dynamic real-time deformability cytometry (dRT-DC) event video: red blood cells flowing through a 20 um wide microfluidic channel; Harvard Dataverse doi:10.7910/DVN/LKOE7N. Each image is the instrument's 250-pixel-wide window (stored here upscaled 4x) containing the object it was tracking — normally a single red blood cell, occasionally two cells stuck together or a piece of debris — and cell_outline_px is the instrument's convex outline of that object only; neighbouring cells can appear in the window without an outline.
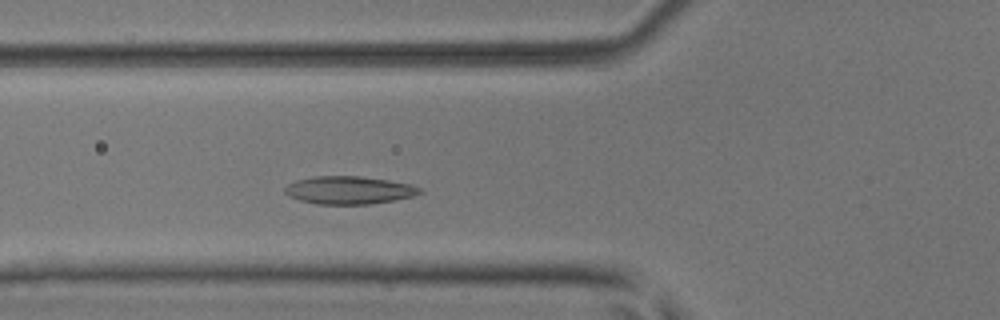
{"species": "common noctule bat (a hibernating species)", "species_latin": "Nyctalus noctula", "temperature_condition": "room temperature", "stored_images_in_passage": 42, "camera_frame_rate_fps": 3000, "um_per_image_px": 0.085, "animal": {"sex": "male", "body_mass_g": 17.9, "forearm_length_mm": 54.2}, "frame": {"image": 1, "passage_image": 10, "time_ms": 3.0, "image_size_px": [1000, 320], "cell_outline_px": [[424, 192], [412, 196], [372, 204], [316, 204], [300, 200], [288, 196], [284, 192], [284, 188], [288, 184], [296, 180], [316, 176], [360, 176], [388, 180], [408, 184], [420, 188]], "centroid_in_image_um": [29.63, 16.16], "position_along_channel_um": 96.2, "area_um2": 21.79}}
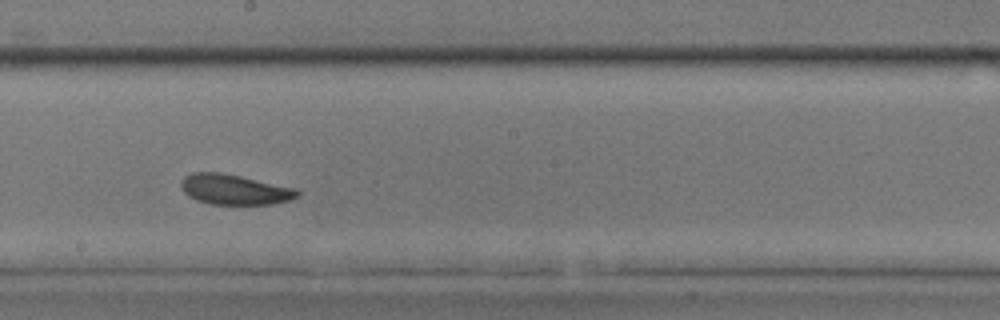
{"frame": {"image": 2, "passage_image": 20, "time_ms": 6.333, "image_size_px": [1000, 320], "cell_outline_px": [[300, 196], [288, 200], [272, 204], [208, 204], [196, 200], [188, 196], [180, 188], [180, 180], [184, 176], [192, 172], [220, 172], [240, 176], [296, 188], [300, 192]], "centroid_in_image_um": [19.89, 16.1], "position_along_channel_um": 228.3, "area_um2": 20.63}}
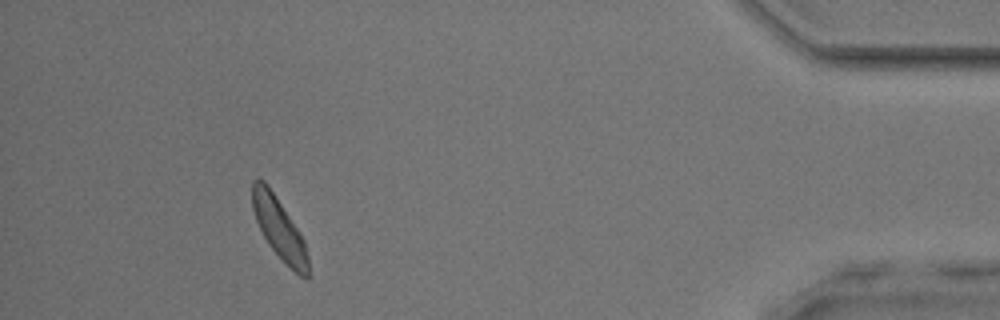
{"frame": {"image": 3, "passage_image": 38, "time_ms": 12.333, "image_size_px": [1000, 320], "cell_outline_px": [[308, 280], [300, 276], [268, 244], [256, 220], [252, 208], [252, 180], [264, 180], [268, 184], [300, 232], [304, 240], [308, 256]], "centroid_in_image_um": [23.73, 19.38], "position_along_channel_um": 411.5, "area_um2": 19.54}, "authors_computed_cell_mechanics": {"area_um2": 20.4612, "velocity_mm_per_s": 3.9872, "shape_relaxation_time_tau1_ms": 3.104, "shape_relaxation_time_tau2_ms": 5.6499, "deformation_change_tau1": 0.0747, "deformation_change_tau2": 0.1089}}